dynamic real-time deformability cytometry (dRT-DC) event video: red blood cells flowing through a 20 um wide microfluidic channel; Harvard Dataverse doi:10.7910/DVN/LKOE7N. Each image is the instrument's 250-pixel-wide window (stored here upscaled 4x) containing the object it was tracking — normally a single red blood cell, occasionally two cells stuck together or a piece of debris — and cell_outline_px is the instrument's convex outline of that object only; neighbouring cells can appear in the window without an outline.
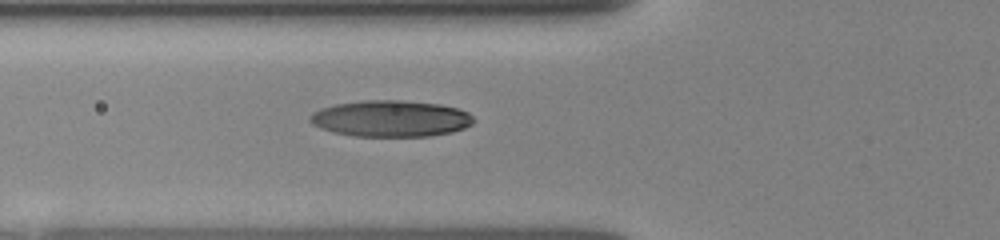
{"species": "human", "species_latin": "Homo sapiens", "temperature_condition": "room temperature", "stored_images_in_passage": 8, "camera_frame_rate_fps": 3000, "um_per_image_px": 0.085, "donor": {"sex": "female"}, "frame": {"image": 1, "passage_image": 8, "time_ms": 5.667, "image_size_px": [1000, 240], "cell_outline_px": [[476, 120], [472, 124], [464, 128], [452, 132], [428, 136], [356, 136], [332, 132], [320, 128], [312, 124], [308, 120], [308, 116], [312, 112], [320, 108], [336, 104], [364, 100], [400, 100], [440, 104], [456, 108], [468, 112]], "centroid_in_image_um": [33.19, 10.07], "position_along_channel_um": 92.6, "area_um2": 34.85}}